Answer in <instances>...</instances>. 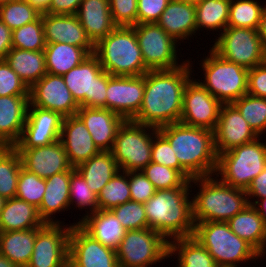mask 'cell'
Returning a JSON list of instances; mask_svg holds the SVG:
<instances>
[{"instance_id":"obj_11","label":"cell","mask_w":266,"mask_h":267,"mask_svg":"<svg viewBox=\"0 0 266 267\" xmlns=\"http://www.w3.org/2000/svg\"><path fill=\"white\" fill-rule=\"evenodd\" d=\"M116 254L119 267H151L169 259V242L150 228L128 230Z\"/></svg>"},{"instance_id":"obj_54","label":"cell","mask_w":266,"mask_h":267,"mask_svg":"<svg viewBox=\"0 0 266 267\" xmlns=\"http://www.w3.org/2000/svg\"><path fill=\"white\" fill-rule=\"evenodd\" d=\"M245 191L248 203L251 205H254L260 199L266 198V166L264 170L251 181ZM254 198L256 199L254 200Z\"/></svg>"},{"instance_id":"obj_5","label":"cell","mask_w":266,"mask_h":267,"mask_svg":"<svg viewBox=\"0 0 266 267\" xmlns=\"http://www.w3.org/2000/svg\"><path fill=\"white\" fill-rule=\"evenodd\" d=\"M94 54L112 76H140L149 71L132 26H117L94 45Z\"/></svg>"},{"instance_id":"obj_29","label":"cell","mask_w":266,"mask_h":267,"mask_svg":"<svg viewBox=\"0 0 266 267\" xmlns=\"http://www.w3.org/2000/svg\"><path fill=\"white\" fill-rule=\"evenodd\" d=\"M230 229L249 243L262 257L266 254V224L256 208L248 204L227 221Z\"/></svg>"},{"instance_id":"obj_2","label":"cell","mask_w":266,"mask_h":267,"mask_svg":"<svg viewBox=\"0 0 266 267\" xmlns=\"http://www.w3.org/2000/svg\"><path fill=\"white\" fill-rule=\"evenodd\" d=\"M190 181L181 187L156 190L144 204L148 228L157 231L168 242L176 238L190 237L194 234L192 200L189 198ZM190 195V196H189Z\"/></svg>"},{"instance_id":"obj_4","label":"cell","mask_w":266,"mask_h":267,"mask_svg":"<svg viewBox=\"0 0 266 267\" xmlns=\"http://www.w3.org/2000/svg\"><path fill=\"white\" fill-rule=\"evenodd\" d=\"M219 177H195L190 181V184L199 187V192L191 197L194 224L208 221L227 222L249 204L244 189L230 186Z\"/></svg>"},{"instance_id":"obj_41","label":"cell","mask_w":266,"mask_h":267,"mask_svg":"<svg viewBox=\"0 0 266 267\" xmlns=\"http://www.w3.org/2000/svg\"><path fill=\"white\" fill-rule=\"evenodd\" d=\"M264 7L254 0H230L228 27L258 30Z\"/></svg>"},{"instance_id":"obj_58","label":"cell","mask_w":266,"mask_h":267,"mask_svg":"<svg viewBox=\"0 0 266 267\" xmlns=\"http://www.w3.org/2000/svg\"><path fill=\"white\" fill-rule=\"evenodd\" d=\"M253 206L266 224V198L258 200Z\"/></svg>"},{"instance_id":"obj_8","label":"cell","mask_w":266,"mask_h":267,"mask_svg":"<svg viewBox=\"0 0 266 267\" xmlns=\"http://www.w3.org/2000/svg\"><path fill=\"white\" fill-rule=\"evenodd\" d=\"M260 139L218 155L215 175L230 186L246 190L266 166V142Z\"/></svg>"},{"instance_id":"obj_3","label":"cell","mask_w":266,"mask_h":267,"mask_svg":"<svg viewBox=\"0 0 266 267\" xmlns=\"http://www.w3.org/2000/svg\"><path fill=\"white\" fill-rule=\"evenodd\" d=\"M158 131L169 141L179 164L193 178L215 176L218 156L214 131L181 122L162 126Z\"/></svg>"},{"instance_id":"obj_60","label":"cell","mask_w":266,"mask_h":267,"mask_svg":"<svg viewBox=\"0 0 266 267\" xmlns=\"http://www.w3.org/2000/svg\"><path fill=\"white\" fill-rule=\"evenodd\" d=\"M0 267H19V266L15 263H12L9 259L0 254Z\"/></svg>"},{"instance_id":"obj_50","label":"cell","mask_w":266,"mask_h":267,"mask_svg":"<svg viewBox=\"0 0 266 267\" xmlns=\"http://www.w3.org/2000/svg\"><path fill=\"white\" fill-rule=\"evenodd\" d=\"M109 6L117 26L137 25V0H109Z\"/></svg>"},{"instance_id":"obj_22","label":"cell","mask_w":266,"mask_h":267,"mask_svg":"<svg viewBox=\"0 0 266 267\" xmlns=\"http://www.w3.org/2000/svg\"><path fill=\"white\" fill-rule=\"evenodd\" d=\"M42 23L46 44L67 43L94 53V44L85 33L76 15L48 14L42 12Z\"/></svg>"},{"instance_id":"obj_36","label":"cell","mask_w":266,"mask_h":267,"mask_svg":"<svg viewBox=\"0 0 266 267\" xmlns=\"http://www.w3.org/2000/svg\"><path fill=\"white\" fill-rule=\"evenodd\" d=\"M177 255V267H219L207 249L193 236L169 241V258Z\"/></svg>"},{"instance_id":"obj_56","label":"cell","mask_w":266,"mask_h":267,"mask_svg":"<svg viewBox=\"0 0 266 267\" xmlns=\"http://www.w3.org/2000/svg\"><path fill=\"white\" fill-rule=\"evenodd\" d=\"M12 48V30L0 20V60H5Z\"/></svg>"},{"instance_id":"obj_14","label":"cell","mask_w":266,"mask_h":267,"mask_svg":"<svg viewBox=\"0 0 266 267\" xmlns=\"http://www.w3.org/2000/svg\"><path fill=\"white\" fill-rule=\"evenodd\" d=\"M45 223L36 234L33 253L26 267H68L71 224Z\"/></svg>"},{"instance_id":"obj_55","label":"cell","mask_w":266,"mask_h":267,"mask_svg":"<svg viewBox=\"0 0 266 267\" xmlns=\"http://www.w3.org/2000/svg\"><path fill=\"white\" fill-rule=\"evenodd\" d=\"M82 0H50L45 9L48 14L75 15Z\"/></svg>"},{"instance_id":"obj_18","label":"cell","mask_w":266,"mask_h":267,"mask_svg":"<svg viewBox=\"0 0 266 267\" xmlns=\"http://www.w3.org/2000/svg\"><path fill=\"white\" fill-rule=\"evenodd\" d=\"M63 120L64 117L58 112L29 104L22 135L13 147L34 148L58 141Z\"/></svg>"},{"instance_id":"obj_15","label":"cell","mask_w":266,"mask_h":267,"mask_svg":"<svg viewBox=\"0 0 266 267\" xmlns=\"http://www.w3.org/2000/svg\"><path fill=\"white\" fill-rule=\"evenodd\" d=\"M68 267H119L116 250L104 246L80 224L72 223Z\"/></svg>"},{"instance_id":"obj_27","label":"cell","mask_w":266,"mask_h":267,"mask_svg":"<svg viewBox=\"0 0 266 267\" xmlns=\"http://www.w3.org/2000/svg\"><path fill=\"white\" fill-rule=\"evenodd\" d=\"M75 15L94 45L117 27L109 0H82Z\"/></svg>"},{"instance_id":"obj_9","label":"cell","mask_w":266,"mask_h":267,"mask_svg":"<svg viewBox=\"0 0 266 267\" xmlns=\"http://www.w3.org/2000/svg\"><path fill=\"white\" fill-rule=\"evenodd\" d=\"M158 128L125 120L120 126L111 150L119 170L141 171L151 162L154 135Z\"/></svg>"},{"instance_id":"obj_57","label":"cell","mask_w":266,"mask_h":267,"mask_svg":"<svg viewBox=\"0 0 266 267\" xmlns=\"http://www.w3.org/2000/svg\"><path fill=\"white\" fill-rule=\"evenodd\" d=\"M258 34L261 39L262 47L266 55V5L261 15L260 25L258 28Z\"/></svg>"},{"instance_id":"obj_59","label":"cell","mask_w":266,"mask_h":267,"mask_svg":"<svg viewBox=\"0 0 266 267\" xmlns=\"http://www.w3.org/2000/svg\"><path fill=\"white\" fill-rule=\"evenodd\" d=\"M26 2L38 7L41 11H45L50 0H25Z\"/></svg>"},{"instance_id":"obj_13","label":"cell","mask_w":266,"mask_h":267,"mask_svg":"<svg viewBox=\"0 0 266 267\" xmlns=\"http://www.w3.org/2000/svg\"><path fill=\"white\" fill-rule=\"evenodd\" d=\"M138 39L145 66L149 70L174 69L178 64V43L157 23L132 26ZM177 46V47H176Z\"/></svg>"},{"instance_id":"obj_46","label":"cell","mask_w":266,"mask_h":267,"mask_svg":"<svg viewBox=\"0 0 266 267\" xmlns=\"http://www.w3.org/2000/svg\"><path fill=\"white\" fill-rule=\"evenodd\" d=\"M141 171L156 190L178 188L187 181L178 170L152 161Z\"/></svg>"},{"instance_id":"obj_31","label":"cell","mask_w":266,"mask_h":267,"mask_svg":"<svg viewBox=\"0 0 266 267\" xmlns=\"http://www.w3.org/2000/svg\"><path fill=\"white\" fill-rule=\"evenodd\" d=\"M79 224L104 246L114 250L118 249L126 231L110 210H97Z\"/></svg>"},{"instance_id":"obj_21","label":"cell","mask_w":266,"mask_h":267,"mask_svg":"<svg viewBox=\"0 0 266 267\" xmlns=\"http://www.w3.org/2000/svg\"><path fill=\"white\" fill-rule=\"evenodd\" d=\"M15 149L20 155L22 167L40 178L46 179L73 167L60 140L46 146Z\"/></svg>"},{"instance_id":"obj_42","label":"cell","mask_w":266,"mask_h":267,"mask_svg":"<svg viewBox=\"0 0 266 267\" xmlns=\"http://www.w3.org/2000/svg\"><path fill=\"white\" fill-rule=\"evenodd\" d=\"M232 104L259 137L266 132V98L247 93Z\"/></svg>"},{"instance_id":"obj_37","label":"cell","mask_w":266,"mask_h":267,"mask_svg":"<svg viewBox=\"0 0 266 267\" xmlns=\"http://www.w3.org/2000/svg\"><path fill=\"white\" fill-rule=\"evenodd\" d=\"M195 7L197 31L207 29L222 33L228 27L230 0H198Z\"/></svg>"},{"instance_id":"obj_16","label":"cell","mask_w":266,"mask_h":267,"mask_svg":"<svg viewBox=\"0 0 266 267\" xmlns=\"http://www.w3.org/2000/svg\"><path fill=\"white\" fill-rule=\"evenodd\" d=\"M222 103L196 79H190L183 94L180 122L194 127L215 130Z\"/></svg>"},{"instance_id":"obj_45","label":"cell","mask_w":266,"mask_h":267,"mask_svg":"<svg viewBox=\"0 0 266 267\" xmlns=\"http://www.w3.org/2000/svg\"><path fill=\"white\" fill-rule=\"evenodd\" d=\"M46 189L44 178H40L34 173H31L21 167L18 181L16 198L24 200L29 204L39 208Z\"/></svg>"},{"instance_id":"obj_63","label":"cell","mask_w":266,"mask_h":267,"mask_svg":"<svg viewBox=\"0 0 266 267\" xmlns=\"http://www.w3.org/2000/svg\"><path fill=\"white\" fill-rule=\"evenodd\" d=\"M5 1H9V0H0V3L5 2Z\"/></svg>"},{"instance_id":"obj_39","label":"cell","mask_w":266,"mask_h":267,"mask_svg":"<svg viewBox=\"0 0 266 267\" xmlns=\"http://www.w3.org/2000/svg\"><path fill=\"white\" fill-rule=\"evenodd\" d=\"M98 209L111 210L131 200L129 172L119 170L97 195Z\"/></svg>"},{"instance_id":"obj_10","label":"cell","mask_w":266,"mask_h":267,"mask_svg":"<svg viewBox=\"0 0 266 267\" xmlns=\"http://www.w3.org/2000/svg\"><path fill=\"white\" fill-rule=\"evenodd\" d=\"M62 77L80 107L106 108L109 73L94 53Z\"/></svg>"},{"instance_id":"obj_6","label":"cell","mask_w":266,"mask_h":267,"mask_svg":"<svg viewBox=\"0 0 266 267\" xmlns=\"http://www.w3.org/2000/svg\"><path fill=\"white\" fill-rule=\"evenodd\" d=\"M193 237L207 249L219 267H239L242 262L247 264L248 260L262 258L230 229L227 222L195 223Z\"/></svg>"},{"instance_id":"obj_26","label":"cell","mask_w":266,"mask_h":267,"mask_svg":"<svg viewBox=\"0 0 266 267\" xmlns=\"http://www.w3.org/2000/svg\"><path fill=\"white\" fill-rule=\"evenodd\" d=\"M157 24L178 43L187 38L189 40V37L197 32L195 4L171 0Z\"/></svg>"},{"instance_id":"obj_51","label":"cell","mask_w":266,"mask_h":267,"mask_svg":"<svg viewBox=\"0 0 266 267\" xmlns=\"http://www.w3.org/2000/svg\"><path fill=\"white\" fill-rule=\"evenodd\" d=\"M129 188L131 200L145 204L156 189L142 171L129 172Z\"/></svg>"},{"instance_id":"obj_44","label":"cell","mask_w":266,"mask_h":267,"mask_svg":"<svg viewBox=\"0 0 266 267\" xmlns=\"http://www.w3.org/2000/svg\"><path fill=\"white\" fill-rule=\"evenodd\" d=\"M45 47L42 14L37 20L12 30V48L42 51Z\"/></svg>"},{"instance_id":"obj_19","label":"cell","mask_w":266,"mask_h":267,"mask_svg":"<svg viewBox=\"0 0 266 267\" xmlns=\"http://www.w3.org/2000/svg\"><path fill=\"white\" fill-rule=\"evenodd\" d=\"M29 102L31 106L58 112L63 117L76 115L80 108L63 77L49 73L29 88Z\"/></svg>"},{"instance_id":"obj_52","label":"cell","mask_w":266,"mask_h":267,"mask_svg":"<svg viewBox=\"0 0 266 267\" xmlns=\"http://www.w3.org/2000/svg\"><path fill=\"white\" fill-rule=\"evenodd\" d=\"M171 0H137V24L157 23Z\"/></svg>"},{"instance_id":"obj_40","label":"cell","mask_w":266,"mask_h":267,"mask_svg":"<svg viewBox=\"0 0 266 267\" xmlns=\"http://www.w3.org/2000/svg\"><path fill=\"white\" fill-rule=\"evenodd\" d=\"M42 12L25 0H9L0 3V20L11 30L37 20Z\"/></svg>"},{"instance_id":"obj_24","label":"cell","mask_w":266,"mask_h":267,"mask_svg":"<svg viewBox=\"0 0 266 267\" xmlns=\"http://www.w3.org/2000/svg\"><path fill=\"white\" fill-rule=\"evenodd\" d=\"M59 140L73 167L100 152L85 124L77 115L64 117Z\"/></svg>"},{"instance_id":"obj_23","label":"cell","mask_w":266,"mask_h":267,"mask_svg":"<svg viewBox=\"0 0 266 267\" xmlns=\"http://www.w3.org/2000/svg\"><path fill=\"white\" fill-rule=\"evenodd\" d=\"M76 115L85 124L99 151H111L125 119L106 108L80 107Z\"/></svg>"},{"instance_id":"obj_30","label":"cell","mask_w":266,"mask_h":267,"mask_svg":"<svg viewBox=\"0 0 266 267\" xmlns=\"http://www.w3.org/2000/svg\"><path fill=\"white\" fill-rule=\"evenodd\" d=\"M44 224L34 205L16 197L5 200L0 212V232L41 228Z\"/></svg>"},{"instance_id":"obj_47","label":"cell","mask_w":266,"mask_h":267,"mask_svg":"<svg viewBox=\"0 0 266 267\" xmlns=\"http://www.w3.org/2000/svg\"><path fill=\"white\" fill-rule=\"evenodd\" d=\"M110 211L116 216L126 231L148 228L143 203L130 200L112 208Z\"/></svg>"},{"instance_id":"obj_28","label":"cell","mask_w":266,"mask_h":267,"mask_svg":"<svg viewBox=\"0 0 266 267\" xmlns=\"http://www.w3.org/2000/svg\"><path fill=\"white\" fill-rule=\"evenodd\" d=\"M75 170L72 167L68 171L59 172L53 176L46 178V189L43 195V199L40 207L38 208V214L44 223H61L54 219L56 213L65 210L68 211L69 204V189H70V174ZM54 215V216H53ZM53 217V218H52Z\"/></svg>"},{"instance_id":"obj_43","label":"cell","mask_w":266,"mask_h":267,"mask_svg":"<svg viewBox=\"0 0 266 267\" xmlns=\"http://www.w3.org/2000/svg\"><path fill=\"white\" fill-rule=\"evenodd\" d=\"M76 205H75V204ZM69 204L71 209L72 206L78 207V209H87L89 208L84 217L79 219L78 224L90 214L95 213L98 209V198L97 195L89 188V185L86 183V180L80 175V173L75 169L70 174V189H69Z\"/></svg>"},{"instance_id":"obj_1","label":"cell","mask_w":266,"mask_h":267,"mask_svg":"<svg viewBox=\"0 0 266 267\" xmlns=\"http://www.w3.org/2000/svg\"><path fill=\"white\" fill-rule=\"evenodd\" d=\"M192 73L190 60L174 69L147 71L143 102L132 121L155 128L180 122L183 94Z\"/></svg>"},{"instance_id":"obj_25","label":"cell","mask_w":266,"mask_h":267,"mask_svg":"<svg viewBox=\"0 0 266 267\" xmlns=\"http://www.w3.org/2000/svg\"><path fill=\"white\" fill-rule=\"evenodd\" d=\"M29 96L0 97V146L13 147L27 119Z\"/></svg>"},{"instance_id":"obj_34","label":"cell","mask_w":266,"mask_h":267,"mask_svg":"<svg viewBox=\"0 0 266 267\" xmlns=\"http://www.w3.org/2000/svg\"><path fill=\"white\" fill-rule=\"evenodd\" d=\"M75 169L86 180L89 188L98 195L103 187L119 171L111 151H100L89 160L77 165Z\"/></svg>"},{"instance_id":"obj_20","label":"cell","mask_w":266,"mask_h":267,"mask_svg":"<svg viewBox=\"0 0 266 267\" xmlns=\"http://www.w3.org/2000/svg\"><path fill=\"white\" fill-rule=\"evenodd\" d=\"M258 137L232 103L222 104L218 123L214 130L217 156L237 146L252 142Z\"/></svg>"},{"instance_id":"obj_48","label":"cell","mask_w":266,"mask_h":267,"mask_svg":"<svg viewBox=\"0 0 266 267\" xmlns=\"http://www.w3.org/2000/svg\"><path fill=\"white\" fill-rule=\"evenodd\" d=\"M151 161L178 170L188 181L193 179L179 164L169 141L159 131L153 137Z\"/></svg>"},{"instance_id":"obj_61","label":"cell","mask_w":266,"mask_h":267,"mask_svg":"<svg viewBox=\"0 0 266 267\" xmlns=\"http://www.w3.org/2000/svg\"><path fill=\"white\" fill-rule=\"evenodd\" d=\"M4 203H5V199L3 197H0V212L3 209Z\"/></svg>"},{"instance_id":"obj_33","label":"cell","mask_w":266,"mask_h":267,"mask_svg":"<svg viewBox=\"0 0 266 267\" xmlns=\"http://www.w3.org/2000/svg\"><path fill=\"white\" fill-rule=\"evenodd\" d=\"M40 228L0 232V254L19 267H26Z\"/></svg>"},{"instance_id":"obj_7","label":"cell","mask_w":266,"mask_h":267,"mask_svg":"<svg viewBox=\"0 0 266 267\" xmlns=\"http://www.w3.org/2000/svg\"><path fill=\"white\" fill-rule=\"evenodd\" d=\"M200 62L205 75L203 82H198L222 104H231L247 94L249 69L223 59L212 48Z\"/></svg>"},{"instance_id":"obj_17","label":"cell","mask_w":266,"mask_h":267,"mask_svg":"<svg viewBox=\"0 0 266 267\" xmlns=\"http://www.w3.org/2000/svg\"><path fill=\"white\" fill-rule=\"evenodd\" d=\"M145 90V74L140 76H112L106 90V109L132 120L141 108Z\"/></svg>"},{"instance_id":"obj_53","label":"cell","mask_w":266,"mask_h":267,"mask_svg":"<svg viewBox=\"0 0 266 267\" xmlns=\"http://www.w3.org/2000/svg\"><path fill=\"white\" fill-rule=\"evenodd\" d=\"M247 93L266 98V62L249 69Z\"/></svg>"},{"instance_id":"obj_32","label":"cell","mask_w":266,"mask_h":267,"mask_svg":"<svg viewBox=\"0 0 266 267\" xmlns=\"http://www.w3.org/2000/svg\"><path fill=\"white\" fill-rule=\"evenodd\" d=\"M5 61L28 88H31L47 73L44 50L30 51L11 48Z\"/></svg>"},{"instance_id":"obj_62","label":"cell","mask_w":266,"mask_h":267,"mask_svg":"<svg viewBox=\"0 0 266 267\" xmlns=\"http://www.w3.org/2000/svg\"><path fill=\"white\" fill-rule=\"evenodd\" d=\"M175 1L191 2L195 4L198 0H175Z\"/></svg>"},{"instance_id":"obj_35","label":"cell","mask_w":266,"mask_h":267,"mask_svg":"<svg viewBox=\"0 0 266 267\" xmlns=\"http://www.w3.org/2000/svg\"><path fill=\"white\" fill-rule=\"evenodd\" d=\"M47 73L63 76L90 54L82 47L67 43L46 44L44 49Z\"/></svg>"},{"instance_id":"obj_12","label":"cell","mask_w":266,"mask_h":267,"mask_svg":"<svg viewBox=\"0 0 266 267\" xmlns=\"http://www.w3.org/2000/svg\"><path fill=\"white\" fill-rule=\"evenodd\" d=\"M212 45L223 59L251 69L266 62L258 30L227 27Z\"/></svg>"},{"instance_id":"obj_49","label":"cell","mask_w":266,"mask_h":267,"mask_svg":"<svg viewBox=\"0 0 266 267\" xmlns=\"http://www.w3.org/2000/svg\"><path fill=\"white\" fill-rule=\"evenodd\" d=\"M4 96H29V88L5 60H0V97Z\"/></svg>"},{"instance_id":"obj_38","label":"cell","mask_w":266,"mask_h":267,"mask_svg":"<svg viewBox=\"0 0 266 267\" xmlns=\"http://www.w3.org/2000/svg\"><path fill=\"white\" fill-rule=\"evenodd\" d=\"M21 167V158L16 149L0 146V197L5 200L16 197Z\"/></svg>"}]
</instances>
